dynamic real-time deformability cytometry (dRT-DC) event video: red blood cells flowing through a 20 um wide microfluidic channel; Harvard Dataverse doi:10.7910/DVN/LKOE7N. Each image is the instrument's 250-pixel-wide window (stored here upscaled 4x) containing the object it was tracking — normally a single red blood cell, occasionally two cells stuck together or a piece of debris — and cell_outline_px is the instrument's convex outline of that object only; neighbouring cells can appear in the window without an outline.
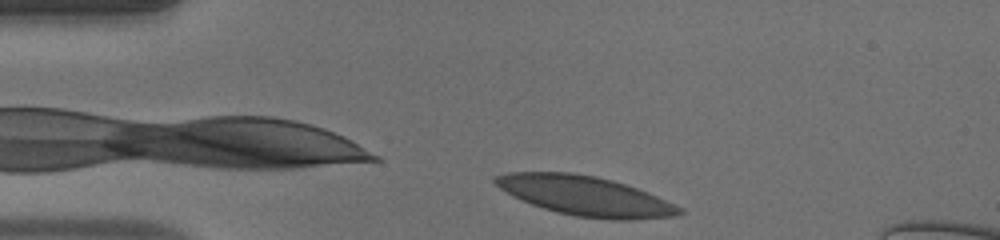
{"species": "human", "species_latin": "Homo sapiens", "temperature_condition": "warm", "stored_images_in_passage": 33, "camera_frame_rate_fps": 3000, "um_per_image_px": 0.085, "donor": {"sex": "male"}, "frame": {"image": 1, "passage_image": 1, "time_ms": 0.0, "image_size_px": [1000, 240], "cell_outline_px": [[684, 212], [672, 216], [576, 216], [544, 208], [532, 204], [500, 188], [492, 180], [496, 176], [512, 172], [568, 172], [596, 176], [612, 180], [636, 188], [656, 196], [680, 208]], "centroid_in_image_um": [49.61, 16.57], "position_along_channel_um": 35.4, "area_um2": 39.82}}
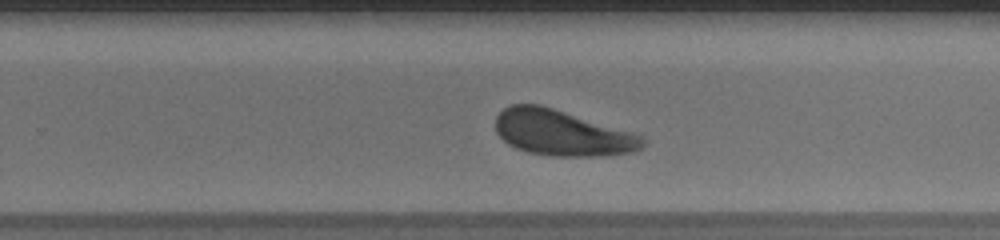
{"frame": {"image": 2, "passage_image": 22, "time_ms": 7.0, "image_size_px": [1000, 240], "cell_outline_px": [[644, 144], [640, 148], [632, 152], [600, 156], [552, 156], [528, 152], [516, 148], [508, 144], [496, 132], [496, 116], [504, 108], [512, 104], [540, 104], [644, 136]], "centroid_in_image_um": [47.75, 11.3], "position_along_channel_um": 282.1, "area_um2": 38.9}}
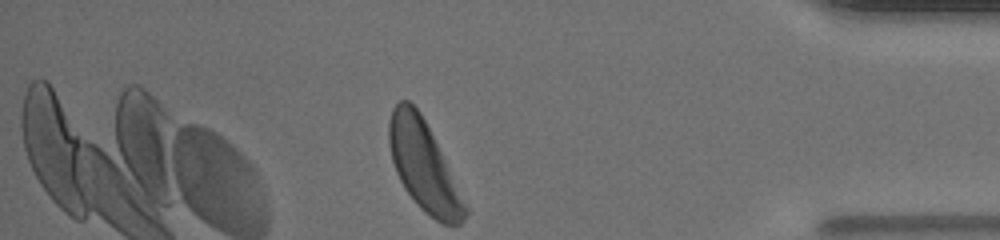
{"frame": {"image": 3, "passage_image": 33, "time_ms": 10.667, "image_size_px": [1000, 240], "cell_outline_px": [[468, 212], [464, 220], [460, 224], [444, 224], [436, 220], [424, 212], [420, 208], [404, 188], [396, 172], [392, 160], [388, 144], [388, 120], [392, 108], [400, 100], [408, 100], [420, 112], [468, 208]], "centroid_in_image_um": [35.97, 14.11], "position_along_channel_um": 399.2, "area_um2": 38.9}, "authors_computed_cell_mechanics": {"area_um2": 39.9976, "velocity_mm_per_s": 4.151, "shape_relaxation_time_tau1_ms": 2.9621, "shape_relaxation_time_tau2_ms": null, "deformation_change_tau1": 0.116, "deformation_change_tau2": null}}